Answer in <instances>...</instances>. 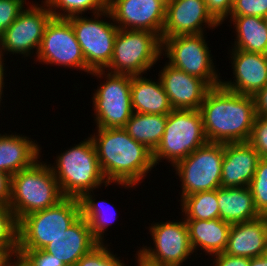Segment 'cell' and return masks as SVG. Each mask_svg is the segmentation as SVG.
Here are the masks:
<instances>
[{
    "mask_svg": "<svg viewBox=\"0 0 267 266\" xmlns=\"http://www.w3.org/2000/svg\"><path fill=\"white\" fill-rule=\"evenodd\" d=\"M162 40L145 30L119 29L107 72L112 74L142 75L160 60Z\"/></svg>",
    "mask_w": 267,
    "mask_h": 266,
    "instance_id": "obj_7",
    "label": "cell"
},
{
    "mask_svg": "<svg viewBox=\"0 0 267 266\" xmlns=\"http://www.w3.org/2000/svg\"><path fill=\"white\" fill-rule=\"evenodd\" d=\"M167 0H108L110 18L119 29L162 35Z\"/></svg>",
    "mask_w": 267,
    "mask_h": 266,
    "instance_id": "obj_15",
    "label": "cell"
},
{
    "mask_svg": "<svg viewBox=\"0 0 267 266\" xmlns=\"http://www.w3.org/2000/svg\"><path fill=\"white\" fill-rule=\"evenodd\" d=\"M3 59H0V103H1V100H2V94H3V87H4V74H5V65H4V60L2 61ZM4 66V67H3ZM1 105V104H0Z\"/></svg>",
    "mask_w": 267,
    "mask_h": 266,
    "instance_id": "obj_45",
    "label": "cell"
},
{
    "mask_svg": "<svg viewBox=\"0 0 267 266\" xmlns=\"http://www.w3.org/2000/svg\"><path fill=\"white\" fill-rule=\"evenodd\" d=\"M256 116H267V84L254 96Z\"/></svg>",
    "mask_w": 267,
    "mask_h": 266,
    "instance_id": "obj_41",
    "label": "cell"
},
{
    "mask_svg": "<svg viewBox=\"0 0 267 266\" xmlns=\"http://www.w3.org/2000/svg\"><path fill=\"white\" fill-rule=\"evenodd\" d=\"M18 229L13 211L0 205V248H18Z\"/></svg>",
    "mask_w": 267,
    "mask_h": 266,
    "instance_id": "obj_32",
    "label": "cell"
},
{
    "mask_svg": "<svg viewBox=\"0 0 267 266\" xmlns=\"http://www.w3.org/2000/svg\"><path fill=\"white\" fill-rule=\"evenodd\" d=\"M224 144L208 142L177 162L176 174L182 182V195L218 189L221 183Z\"/></svg>",
    "mask_w": 267,
    "mask_h": 266,
    "instance_id": "obj_9",
    "label": "cell"
},
{
    "mask_svg": "<svg viewBox=\"0 0 267 266\" xmlns=\"http://www.w3.org/2000/svg\"><path fill=\"white\" fill-rule=\"evenodd\" d=\"M137 263L138 266H149L147 264L142 263L138 258H137Z\"/></svg>",
    "mask_w": 267,
    "mask_h": 266,
    "instance_id": "obj_46",
    "label": "cell"
},
{
    "mask_svg": "<svg viewBox=\"0 0 267 266\" xmlns=\"http://www.w3.org/2000/svg\"><path fill=\"white\" fill-rule=\"evenodd\" d=\"M26 0H0V36L25 8Z\"/></svg>",
    "mask_w": 267,
    "mask_h": 266,
    "instance_id": "obj_36",
    "label": "cell"
},
{
    "mask_svg": "<svg viewBox=\"0 0 267 266\" xmlns=\"http://www.w3.org/2000/svg\"><path fill=\"white\" fill-rule=\"evenodd\" d=\"M7 266H30V265L19 253H16L14 255V259L11 258Z\"/></svg>",
    "mask_w": 267,
    "mask_h": 266,
    "instance_id": "obj_43",
    "label": "cell"
},
{
    "mask_svg": "<svg viewBox=\"0 0 267 266\" xmlns=\"http://www.w3.org/2000/svg\"><path fill=\"white\" fill-rule=\"evenodd\" d=\"M131 101L135 113L168 115L173 110L159 78L155 82L142 75H133Z\"/></svg>",
    "mask_w": 267,
    "mask_h": 266,
    "instance_id": "obj_23",
    "label": "cell"
},
{
    "mask_svg": "<svg viewBox=\"0 0 267 266\" xmlns=\"http://www.w3.org/2000/svg\"><path fill=\"white\" fill-rule=\"evenodd\" d=\"M207 140L212 143L248 142L256 113L253 96L211 88L200 107Z\"/></svg>",
    "mask_w": 267,
    "mask_h": 266,
    "instance_id": "obj_2",
    "label": "cell"
},
{
    "mask_svg": "<svg viewBox=\"0 0 267 266\" xmlns=\"http://www.w3.org/2000/svg\"><path fill=\"white\" fill-rule=\"evenodd\" d=\"M17 253H19L30 266H66L63 261H58L54 255L43 249H18Z\"/></svg>",
    "mask_w": 267,
    "mask_h": 266,
    "instance_id": "obj_37",
    "label": "cell"
},
{
    "mask_svg": "<svg viewBox=\"0 0 267 266\" xmlns=\"http://www.w3.org/2000/svg\"><path fill=\"white\" fill-rule=\"evenodd\" d=\"M236 31L233 49L267 55V25L262 17H229Z\"/></svg>",
    "mask_w": 267,
    "mask_h": 266,
    "instance_id": "obj_26",
    "label": "cell"
},
{
    "mask_svg": "<svg viewBox=\"0 0 267 266\" xmlns=\"http://www.w3.org/2000/svg\"><path fill=\"white\" fill-rule=\"evenodd\" d=\"M153 247L144 246L135 258L149 266H181L193 250L186 221L155 223L149 227Z\"/></svg>",
    "mask_w": 267,
    "mask_h": 266,
    "instance_id": "obj_12",
    "label": "cell"
},
{
    "mask_svg": "<svg viewBox=\"0 0 267 266\" xmlns=\"http://www.w3.org/2000/svg\"><path fill=\"white\" fill-rule=\"evenodd\" d=\"M248 143L260 158H267V116H256Z\"/></svg>",
    "mask_w": 267,
    "mask_h": 266,
    "instance_id": "obj_35",
    "label": "cell"
},
{
    "mask_svg": "<svg viewBox=\"0 0 267 266\" xmlns=\"http://www.w3.org/2000/svg\"><path fill=\"white\" fill-rule=\"evenodd\" d=\"M63 198L58 181L46 162L37 160L28 169L12 175L9 208L18 222L30 213L54 206Z\"/></svg>",
    "mask_w": 267,
    "mask_h": 266,
    "instance_id": "obj_4",
    "label": "cell"
},
{
    "mask_svg": "<svg viewBox=\"0 0 267 266\" xmlns=\"http://www.w3.org/2000/svg\"><path fill=\"white\" fill-rule=\"evenodd\" d=\"M36 57L41 64L72 67L87 74L92 72L86 66L74 29L67 19L52 18L49 21Z\"/></svg>",
    "mask_w": 267,
    "mask_h": 266,
    "instance_id": "obj_14",
    "label": "cell"
},
{
    "mask_svg": "<svg viewBox=\"0 0 267 266\" xmlns=\"http://www.w3.org/2000/svg\"><path fill=\"white\" fill-rule=\"evenodd\" d=\"M159 73V79L173 109L200 110L206 93L211 89L204 80L168 63Z\"/></svg>",
    "mask_w": 267,
    "mask_h": 266,
    "instance_id": "obj_17",
    "label": "cell"
},
{
    "mask_svg": "<svg viewBox=\"0 0 267 266\" xmlns=\"http://www.w3.org/2000/svg\"><path fill=\"white\" fill-rule=\"evenodd\" d=\"M205 3L208 13L219 25L230 16L233 7V0H205Z\"/></svg>",
    "mask_w": 267,
    "mask_h": 266,
    "instance_id": "obj_38",
    "label": "cell"
},
{
    "mask_svg": "<svg viewBox=\"0 0 267 266\" xmlns=\"http://www.w3.org/2000/svg\"><path fill=\"white\" fill-rule=\"evenodd\" d=\"M267 15V0H233L230 17L254 16L264 18Z\"/></svg>",
    "mask_w": 267,
    "mask_h": 266,
    "instance_id": "obj_34",
    "label": "cell"
},
{
    "mask_svg": "<svg viewBox=\"0 0 267 266\" xmlns=\"http://www.w3.org/2000/svg\"><path fill=\"white\" fill-rule=\"evenodd\" d=\"M99 242L94 238L88 222L81 215L66 231L43 248L66 266H75L77 261L90 252Z\"/></svg>",
    "mask_w": 267,
    "mask_h": 266,
    "instance_id": "obj_20",
    "label": "cell"
},
{
    "mask_svg": "<svg viewBox=\"0 0 267 266\" xmlns=\"http://www.w3.org/2000/svg\"><path fill=\"white\" fill-rule=\"evenodd\" d=\"M90 135L102 173L109 184L139 185L155 167L152 151L135 141L124 128H98ZM149 171V172H148Z\"/></svg>",
    "mask_w": 267,
    "mask_h": 266,
    "instance_id": "obj_1",
    "label": "cell"
},
{
    "mask_svg": "<svg viewBox=\"0 0 267 266\" xmlns=\"http://www.w3.org/2000/svg\"><path fill=\"white\" fill-rule=\"evenodd\" d=\"M12 176L0 171V205L8 206L11 198Z\"/></svg>",
    "mask_w": 267,
    "mask_h": 266,
    "instance_id": "obj_40",
    "label": "cell"
},
{
    "mask_svg": "<svg viewBox=\"0 0 267 266\" xmlns=\"http://www.w3.org/2000/svg\"><path fill=\"white\" fill-rule=\"evenodd\" d=\"M167 115L133 113L124 129L137 142L152 152L159 145L164 134Z\"/></svg>",
    "mask_w": 267,
    "mask_h": 266,
    "instance_id": "obj_27",
    "label": "cell"
},
{
    "mask_svg": "<svg viewBox=\"0 0 267 266\" xmlns=\"http://www.w3.org/2000/svg\"><path fill=\"white\" fill-rule=\"evenodd\" d=\"M203 34L164 38L162 54L167 56L171 66L204 80L214 88L220 86L222 79H219L220 73L216 72L211 50Z\"/></svg>",
    "mask_w": 267,
    "mask_h": 266,
    "instance_id": "obj_10",
    "label": "cell"
},
{
    "mask_svg": "<svg viewBox=\"0 0 267 266\" xmlns=\"http://www.w3.org/2000/svg\"><path fill=\"white\" fill-rule=\"evenodd\" d=\"M249 188L258 213L267 216V158L259 159Z\"/></svg>",
    "mask_w": 267,
    "mask_h": 266,
    "instance_id": "obj_31",
    "label": "cell"
},
{
    "mask_svg": "<svg viewBox=\"0 0 267 266\" xmlns=\"http://www.w3.org/2000/svg\"><path fill=\"white\" fill-rule=\"evenodd\" d=\"M93 15L94 19H87L81 15L72 16L67 20L74 29L86 66L91 71L105 70L111 62L119 28L113 22L103 21V18L99 20L103 16L110 18L108 9Z\"/></svg>",
    "mask_w": 267,
    "mask_h": 266,
    "instance_id": "obj_11",
    "label": "cell"
},
{
    "mask_svg": "<svg viewBox=\"0 0 267 266\" xmlns=\"http://www.w3.org/2000/svg\"><path fill=\"white\" fill-rule=\"evenodd\" d=\"M80 216V200L73 197H64L52 207L24 216L18 222V249H43Z\"/></svg>",
    "mask_w": 267,
    "mask_h": 266,
    "instance_id": "obj_5",
    "label": "cell"
},
{
    "mask_svg": "<svg viewBox=\"0 0 267 266\" xmlns=\"http://www.w3.org/2000/svg\"><path fill=\"white\" fill-rule=\"evenodd\" d=\"M260 157L248 142L224 144L220 187H247Z\"/></svg>",
    "mask_w": 267,
    "mask_h": 266,
    "instance_id": "obj_19",
    "label": "cell"
},
{
    "mask_svg": "<svg viewBox=\"0 0 267 266\" xmlns=\"http://www.w3.org/2000/svg\"><path fill=\"white\" fill-rule=\"evenodd\" d=\"M115 256L108 249L107 244L99 243L90 252L82 256L75 266H126L122 260Z\"/></svg>",
    "mask_w": 267,
    "mask_h": 266,
    "instance_id": "obj_33",
    "label": "cell"
},
{
    "mask_svg": "<svg viewBox=\"0 0 267 266\" xmlns=\"http://www.w3.org/2000/svg\"><path fill=\"white\" fill-rule=\"evenodd\" d=\"M92 197L91 191H88L79 199L81 203V215L88 222L94 238L99 243H104L103 239L106 228L114 221L113 218H117L115 217L116 213L113 214L116 210L110 208L112 213L110 212L109 216L107 214L109 208L105 210L107 207V205H105L106 201L95 202V199Z\"/></svg>",
    "mask_w": 267,
    "mask_h": 266,
    "instance_id": "obj_28",
    "label": "cell"
},
{
    "mask_svg": "<svg viewBox=\"0 0 267 266\" xmlns=\"http://www.w3.org/2000/svg\"><path fill=\"white\" fill-rule=\"evenodd\" d=\"M249 266H267V254L250 258Z\"/></svg>",
    "mask_w": 267,
    "mask_h": 266,
    "instance_id": "obj_44",
    "label": "cell"
},
{
    "mask_svg": "<svg viewBox=\"0 0 267 266\" xmlns=\"http://www.w3.org/2000/svg\"><path fill=\"white\" fill-rule=\"evenodd\" d=\"M185 221L188 226L189 241L193 252L196 253L199 247L210 256L225 251L231 229L230 223L220 218Z\"/></svg>",
    "mask_w": 267,
    "mask_h": 266,
    "instance_id": "obj_24",
    "label": "cell"
},
{
    "mask_svg": "<svg viewBox=\"0 0 267 266\" xmlns=\"http://www.w3.org/2000/svg\"><path fill=\"white\" fill-rule=\"evenodd\" d=\"M49 167L64 197L80 199L88 191L93 193V190L99 188L102 183H105V187L110 185L102 173L90 137L61 152L55 166L49 164Z\"/></svg>",
    "mask_w": 267,
    "mask_h": 266,
    "instance_id": "obj_3",
    "label": "cell"
},
{
    "mask_svg": "<svg viewBox=\"0 0 267 266\" xmlns=\"http://www.w3.org/2000/svg\"><path fill=\"white\" fill-rule=\"evenodd\" d=\"M220 219L230 224L250 221L261 216L255 207L251 189L219 187L217 189Z\"/></svg>",
    "mask_w": 267,
    "mask_h": 266,
    "instance_id": "obj_25",
    "label": "cell"
},
{
    "mask_svg": "<svg viewBox=\"0 0 267 266\" xmlns=\"http://www.w3.org/2000/svg\"><path fill=\"white\" fill-rule=\"evenodd\" d=\"M17 251L18 248H0V266H7Z\"/></svg>",
    "mask_w": 267,
    "mask_h": 266,
    "instance_id": "obj_42",
    "label": "cell"
},
{
    "mask_svg": "<svg viewBox=\"0 0 267 266\" xmlns=\"http://www.w3.org/2000/svg\"><path fill=\"white\" fill-rule=\"evenodd\" d=\"M224 253L247 258L267 254V216L231 224Z\"/></svg>",
    "mask_w": 267,
    "mask_h": 266,
    "instance_id": "obj_21",
    "label": "cell"
},
{
    "mask_svg": "<svg viewBox=\"0 0 267 266\" xmlns=\"http://www.w3.org/2000/svg\"><path fill=\"white\" fill-rule=\"evenodd\" d=\"M90 75L100 79L104 75L106 79L92 97L96 128H124L134 113L131 101L132 75L112 74L105 70L92 71Z\"/></svg>",
    "mask_w": 267,
    "mask_h": 266,
    "instance_id": "obj_8",
    "label": "cell"
},
{
    "mask_svg": "<svg viewBox=\"0 0 267 266\" xmlns=\"http://www.w3.org/2000/svg\"><path fill=\"white\" fill-rule=\"evenodd\" d=\"M234 81L221 80V86L234 93L254 96L267 84V55L232 49Z\"/></svg>",
    "mask_w": 267,
    "mask_h": 266,
    "instance_id": "obj_18",
    "label": "cell"
},
{
    "mask_svg": "<svg viewBox=\"0 0 267 266\" xmlns=\"http://www.w3.org/2000/svg\"><path fill=\"white\" fill-rule=\"evenodd\" d=\"M208 142L200 110L173 109L167 115L162 139L152 152L154 165L163 158L174 166Z\"/></svg>",
    "mask_w": 267,
    "mask_h": 266,
    "instance_id": "obj_6",
    "label": "cell"
},
{
    "mask_svg": "<svg viewBox=\"0 0 267 266\" xmlns=\"http://www.w3.org/2000/svg\"><path fill=\"white\" fill-rule=\"evenodd\" d=\"M215 256V257H214ZM214 257L213 266H249L250 258L241 256H231L228 254L218 253Z\"/></svg>",
    "mask_w": 267,
    "mask_h": 266,
    "instance_id": "obj_39",
    "label": "cell"
},
{
    "mask_svg": "<svg viewBox=\"0 0 267 266\" xmlns=\"http://www.w3.org/2000/svg\"><path fill=\"white\" fill-rule=\"evenodd\" d=\"M264 20H265L266 25H267V15L264 17Z\"/></svg>",
    "mask_w": 267,
    "mask_h": 266,
    "instance_id": "obj_47",
    "label": "cell"
},
{
    "mask_svg": "<svg viewBox=\"0 0 267 266\" xmlns=\"http://www.w3.org/2000/svg\"><path fill=\"white\" fill-rule=\"evenodd\" d=\"M40 146L26 136L0 134V171L14 175L40 159Z\"/></svg>",
    "mask_w": 267,
    "mask_h": 266,
    "instance_id": "obj_22",
    "label": "cell"
},
{
    "mask_svg": "<svg viewBox=\"0 0 267 266\" xmlns=\"http://www.w3.org/2000/svg\"><path fill=\"white\" fill-rule=\"evenodd\" d=\"M43 5L25 7L16 20L0 36V59L5 52L28 57L31 50L39 51L45 28L53 15L44 1Z\"/></svg>",
    "mask_w": 267,
    "mask_h": 266,
    "instance_id": "obj_13",
    "label": "cell"
},
{
    "mask_svg": "<svg viewBox=\"0 0 267 266\" xmlns=\"http://www.w3.org/2000/svg\"><path fill=\"white\" fill-rule=\"evenodd\" d=\"M44 2L53 18L68 19L72 16H80L88 10H92L95 14L108 9V0H44ZM61 10L64 12L60 13Z\"/></svg>",
    "mask_w": 267,
    "mask_h": 266,
    "instance_id": "obj_30",
    "label": "cell"
},
{
    "mask_svg": "<svg viewBox=\"0 0 267 266\" xmlns=\"http://www.w3.org/2000/svg\"><path fill=\"white\" fill-rule=\"evenodd\" d=\"M204 25H208L205 28L220 26L208 13L205 0H167L161 40L173 36L202 34Z\"/></svg>",
    "mask_w": 267,
    "mask_h": 266,
    "instance_id": "obj_16",
    "label": "cell"
},
{
    "mask_svg": "<svg viewBox=\"0 0 267 266\" xmlns=\"http://www.w3.org/2000/svg\"><path fill=\"white\" fill-rule=\"evenodd\" d=\"M185 220H211L220 218L217 189L194 193L181 199Z\"/></svg>",
    "mask_w": 267,
    "mask_h": 266,
    "instance_id": "obj_29",
    "label": "cell"
}]
</instances>
